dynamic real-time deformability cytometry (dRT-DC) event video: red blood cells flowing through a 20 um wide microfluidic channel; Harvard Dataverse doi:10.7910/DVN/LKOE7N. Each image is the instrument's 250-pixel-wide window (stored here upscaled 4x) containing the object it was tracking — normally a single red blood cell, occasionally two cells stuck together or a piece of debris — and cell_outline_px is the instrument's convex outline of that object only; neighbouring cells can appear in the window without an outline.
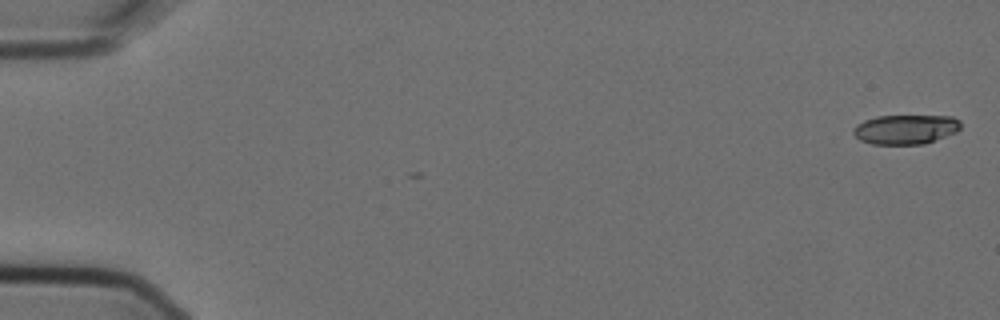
{"species": "Egyptian fruit bat (a non-hibernating species)", "species_latin": "Rousettus aegyptiacus", "temperature_condition": "cold", "stored_images_in_passage": 2, "camera_frame_rate_fps": 3000, "um_per_image_px": 0.085, "animal": {"sex": "female"}, "frame": {"image": 1, "passage_image": 1, "time_ms": 0.0, "image_size_px": [1000, 320], "cell_outline_px": [[960, 128], [956, 132], [924, 144], [872, 144], [860, 140], [852, 132], [852, 128], [856, 124], [864, 120], [876, 116], [952, 116], [960, 120]], "centroid_in_image_um": [76.95, 10.99], "position_along_channel_um": 8.1, "area_um2": 18.5}}